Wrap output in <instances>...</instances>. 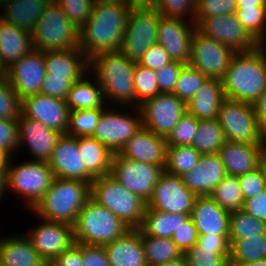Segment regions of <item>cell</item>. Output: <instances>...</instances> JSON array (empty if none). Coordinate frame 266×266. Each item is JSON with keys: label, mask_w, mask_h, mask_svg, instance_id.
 <instances>
[{"label": "cell", "mask_w": 266, "mask_h": 266, "mask_svg": "<svg viewBox=\"0 0 266 266\" xmlns=\"http://www.w3.org/2000/svg\"><path fill=\"white\" fill-rule=\"evenodd\" d=\"M131 8L124 2L94 4L89 20L79 30V48L88 59L119 51Z\"/></svg>", "instance_id": "cell-1"}, {"label": "cell", "mask_w": 266, "mask_h": 266, "mask_svg": "<svg viewBox=\"0 0 266 266\" xmlns=\"http://www.w3.org/2000/svg\"><path fill=\"white\" fill-rule=\"evenodd\" d=\"M221 83L225 99L252 104L266 91V47L236 52Z\"/></svg>", "instance_id": "cell-2"}, {"label": "cell", "mask_w": 266, "mask_h": 266, "mask_svg": "<svg viewBox=\"0 0 266 266\" xmlns=\"http://www.w3.org/2000/svg\"><path fill=\"white\" fill-rule=\"evenodd\" d=\"M135 64L120 51L102 52L89 59V68L94 71L104 98L125 107L132 105L133 108L136 107L133 85Z\"/></svg>", "instance_id": "cell-3"}, {"label": "cell", "mask_w": 266, "mask_h": 266, "mask_svg": "<svg viewBox=\"0 0 266 266\" xmlns=\"http://www.w3.org/2000/svg\"><path fill=\"white\" fill-rule=\"evenodd\" d=\"M89 198V183L54 178L50 188L32 211L39 218L73 226L79 211Z\"/></svg>", "instance_id": "cell-4"}, {"label": "cell", "mask_w": 266, "mask_h": 266, "mask_svg": "<svg viewBox=\"0 0 266 266\" xmlns=\"http://www.w3.org/2000/svg\"><path fill=\"white\" fill-rule=\"evenodd\" d=\"M131 228L108 208L89 198L73 225L75 243L104 246L122 237Z\"/></svg>", "instance_id": "cell-5"}, {"label": "cell", "mask_w": 266, "mask_h": 266, "mask_svg": "<svg viewBox=\"0 0 266 266\" xmlns=\"http://www.w3.org/2000/svg\"><path fill=\"white\" fill-rule=\"evenodd\" d=\"M90 198L108 208L130 228L141 226L147 203L111 175L97 177L92 181Z\"/></svg>", "instance_id": "cell-6"}, {"label": "cell", "mask_w": 266, "mask_h": 266, "mask_svg": "<svg viewBox=\"0 0 266 266\" xmlns=\"http://www.w3.org/2000/svg\"><path fill=\"white\" fill-rule=\"evenodd\" d=\"M77 27L53 0L39 17L31 33L34 49L59 51L79 48Z\"/></svg>", "instance_id": "cell-7"}, {"label": "cell", "mask_w": 266, "mask_h": 266, "mask_svg": "<svg viewBox=\"0 0 266 266\" xmlns=\"http://www.w3.org/2000/svg\"><path fill=\"white\" fill-rule=\"evenodd\" d=\"M54 178L48 162L30 160L13 165L11 160L7 174L8 190L22 196L27 202L26 207L32 210L50 188Z\"/></svg>", "instance_id": "cell-8"}, {"label": "cell", "mask_w": 266, "mask_h": 266, "mask_svg": "<svg viewBox=\"0 0 266 266\" xmlns=\"http://www.w3.org/2000/svg\"><path fill=\"white\" fill-rule=\"evenodd\" d=\"M225 140L247 144H266L251 103L225 99L217 116Z\"/></svg>", "instance_id": "cell-9"}, {"label": "cell", "mask_w": 266, "mask_h": 266, "mask_svg": "<svg viewBox=\"0 0 266 266\" xmlns=\"http://www.w3.org/2000/svg\"><path fill=\"white\" fill-rule=\"evenodd\" d=\"M160 14L153 7H132L119 51L138 63L147 49L157 43Z\"/></svg>", "instance_id": "cell-10"}, {"label": "cell", "mask_w": 266, "mask_h": 266, "mask_svg": "<svg viewBox=\"0 0 266 266\" xmlns=\"http://www.w3.org/2000/svg\"><path fill=\"white\" fill-rule=\"evenodd\" d=\"M164 167L129 160L119 153H114L110 175L147 203L161 174L164 172Z\"/></svg>", "instance_id": "cell-11"}, {"label": "cell", "mask_w": 266, "mask_h": 266, "mask_svg": "<svg viewBox=\"0 0 266 266\" xmlns=\"http://www.w3.org/2000/svg\"><path fill=\"white\" fill-rule=\"evenodd\" d=\"M142 126L167 138L186 113V103L173 93H160L139 105Z\"/></svg>", "instance_id": "cell-12"}, {"label": "cell", "mask_w": 266, "mask_h": 266, "mask_svg": "<svg viewBox=\"0 0 266 266\" xmlns=\"http://www.w3.org/2000/svg\"><path fill=\"white\" fill-rule=\"evenodd\" d=\"M235 53L229 46L206 37L196 29L191 41L189 64L207 78L221 80Z\"/></svg>", "instance_id": "cell-13"}, {"label": "cell", "mask_w": 266, "mask_h": 266, "mask_svg": "<svg viewBox=\"0 0 266 266\" xmlns=\"http://www.w3.org/2000/svg\"><path fill=\"white\" fill-rule=\"evenodd\" d=\"M134 110L135 116L105 108L92 137L105 145L113 154L118 153L142 126L139 107H135Z\"/></svg>", "instance_id": "cell-14"}, {"label": "cell", "mask_w": 266, "mask_h": 266, "mask_svg": "<svg viewBox=\"0 0 266 266\" xmlns=\"http://www.w3.org/2000/svg\"><path fill=\"white\" fill-rule=\"evenodd\" d=\"M178 175L163 172L154 187L147 207L166 213L188 214L191 216L195 198Z\"/></svg>", "instance_id": "cell-15"}, {"label": "cell", "mask_w": 266, "mask_h": 266, "mask_svg": "<svg viewBox=\"0 0 266 266\" xmlns=\"http://www.w3.org/2000/svg\"><path fill=\"white\" fill-rule=\"evenodd\" d=\"M196 29L208 38L225 44L235 52L252 51L259 44L248 34L235 13L205 18Z\"/></svg>", "instance_id": "cell-16"}, {"label": "cell", "mask_w": 266, "mask_h": 266, "mask_svg": "<svg viewBox=\"0 0 266 266\" xmlns=\"http://www.w3.org/2000/svg\"><path fill=\"white\" fill-rule=\"evenodd\" d=\"M40 225L32 228L26 235L33 248L47 264L70 248L74 243L73 226L41 218Z\"/></svg>", "instance_id": "cell-17"}, {"label": "cell", "mask_w": 266, "mask_h": 266, "mask_svg": "<svg viewBox=\"0 0 266 266\" xmlns=\"http://www.w3.org/2000/svg\"><path fill=\"white\" fill-rule=\"evenodd\" d=\"M195 30V23L189 19L186 22L184 19L161 15L157 27V43L169 53L173 61L189 64Z\"/></svg>", "instance_id": "cell-18"}, {"label": "cell", "mask_w": 266, "mask_h": 266, "mask_svg": "<svg viewBox=\"0 0 266 266\" xmlns=\"http://www.w3.org/2000/svg\"><path fill=\"white\" fill-rule=\"evenodd\" d=\"M45 74L44 51L33 49L8 68L6 79L22 100L40 93Z\"/></svg>", "instance_id": "cell-19"}, {"label": "cell", "mask_w": 266, "mask_h": 266, "mask_svg": "<svg viewBox=\"0 0 266 266\" xmlns=\"http://www.w3.org/2000/svg\"><path fill=\"white\" fill-rule=\"evenodd\" d=\"M48 164L55 178L79 180L91 184L95 179L85 168L78 149V138L62 134Z\"/></svg>", "instance_id": "cell-20"}, {"label": "cell", "mask_w": 266, "mask_h": 266, "mask_svg": "<svg viewBox=\"0 0 266 266\" xmlns=\"http://www.w3.org/2000/svg\"><path fill=\"white\" fill-rule=\"evenodd\" d=\"M21 107V113L25 117L66 134L70 113L66 100L38 93L22 99Z\"/></svg>", "instance_id": "cell-21"}, {"label": "cell", "mask_w": 266, "mask_h": 266, "mask_svg": "<svg viewBox=\"0 0 266 266\" xmlns=\"http://www.w3.org/2000/svg\"><path fill=\"white\" fill-rule=\"evenodd\" d=\"M227 175L241 176L259 168L266 161V144L225 141L218 151Z\"/></svg>", "instance_id": "cell-22"}, {"label": "cell", "mask_w": 266, "mask_h": 266, "mask_svg": "<svg viewBox=\"0 0 266 266\" xmlns=\"http://www.w3.org/2000/svg\"><path fill=\"white\" fill-rule=\"evenodd\" d=\"M18 129L20 149L24 144L32 154L33 161L48 162L62 133L46 127L38 120L29 119L22 113L18 118Z\"/></svg>", "instance_id": "cell-23"}, {"label": "cell", "mask_w": 266, "mask_h": 266, "mask_svg": "<svg viewBox=\"0 0 266 266\" xmlns=\"http://www.w3.org/2000/svg\"><path fill=\"white\" fill-rule=\"evenodd\" d=\"M166 150V138L141 126L118 153L129 160L165 166Z\"/></svg>", "instance_id": "cell-24"}, {"label": "cell", "mask_w": 266, "mask_h": 266, "mask_svg": "<svg viewBox=\"0 0 266 266\" xmlns=\"http://www.w3.org/2000/svg\"><path fill=\"white\" fill-rule=\"evenodd\" d=\"M218 153L201 154L192 170L180 175L183 184L197 197L209 196L226 176Z\"/></svg>", "instance_id": "cell-25"}, {"label": "cell", "mask_w": 266, "mask_h": 266, "mask_svg": "<svg viewBox=\"0 0 266 266\" xmlns=\"http://www.w3.org/2000/svg\"><path fill=\"white\" fill-rule=\"evenodd\" d=\"M45 77L68 78L72 83L87 74L89 59L80 48L44 51ZM86 73V74H85Z\"/></svg>", "instance_id": "cell-26"}, {"label": "cell", "mask_w": 266, "mask_h": 266, "mask_svg": "<svg viewBox=\"0 0 266 266\" xmlns=\"http://www.w3.org/2000/svg\"><path fill=\"white\" fill-rule=\"evenodd\" d=\"M190 217L198 235L229 236L230 213L209 196L195 198Z\"/></svg>", "instance_id": "cell-27"}, {"label": "cell", "mask_w": 266, "mask_h": 266, "mask_svg": "<svg viewBox=\"0 0 266 266\" xmlns=\"http://www.w3.org/2000/svg\"><path fill=\"white\" fill-rule=\"evenodd\" d=\"M111 266H148L139 228L104 245Z\"/></svg>", "instance_id": "cell-28"}, {"label": "cell", "mask_w": 266, "mask_h": 266, "mask_svg": "<svg viewBox=\"0 0 266 266\" xmlns=\"http://www.w3.org/2000/svg\"><path fill=\"white\" fill-rule=\"evenodd\" d=\"M224 100L221 80L207 78L193 98L186 103V112L199 120L216 119Z\"/></svg>", "instance_id": "cell-29"}, {"label": "cell", "mask_w": 266, "mask_h": 266, "mask_svg": "<svg viewBox=\"0 0 266 266\" xmlns=\"http://www.w3.org/2000/svg\"><path fill=\"white\" fill-rule=\"evenodd\" d=\"M33 49L30 33L0 18V58L7 69Z\"/></svg>", "instance_id": "cell-30"}, {"label": "cell", "mask_w": 266, "mask_h": 266, "mask_svg": "<svg viewBox=\"0 0 266 266\" xmlns=\"http://www.w3.org/2000/svg\"><path fill=\"white\" fill-rule=\"evenodd\" d=\"M0 237V260L2 266H46L47 263L33 248L25 235Z\"/></svg>", "instance_id": "cell-31"}, {"label": "cell", "mask_w": 266, "mask_h": 266, "mask_svg": "<svg viewBox=\"0 0 266 266\" xmlns=\"http://www.w3.org/2000/svg\"><path fill=\"white\" fill-rule=\"evenodd\" d=\"M52 0H11L4 8L0 18L5 22L32 33L39 17Z\"/></svg>", "instance_id": "cell-32"}, {"label": "cell", "mask_w": 266, "mask_h": 266, "mask_svg": "<svg viewBox=\"0 0 266 266\" xmlns=\"http://www.w3.org/2000/svg\"><path fill=\"white\" fill-rule=\"evenodd\" d=\"M78 149L86 170L94 177L111 174L113 153L92 136L78 137Z\"/></svg>", "instance_id": "cell-33"}, {"label": "cell", "mask_w": 266, "mask_h": 266, "mask_svg": "<svg viewBox=\"0 0 266 266\" xmlns=\"http://www.w3.org/2000/svg\"><path fill=\"white\" fill-rule=\"evenodd\" d=\"M189 218L188 214L166 213L146 207L139 229L146 235L172 238L173 233Z\"/></svg>", "instance_id": "cell-34"}, {"label": "cell", "mask_w": 266, "mask_h": 266, "mask_svg": "<svg viewBox=\"0 0 266 266\" xmlns=\"http://www.w3.org/2000/svg\"><path fill=\"white\" fill-rule=\"evenodd\" d=\"M96 82V83H95ZM103 90L97 79L92 83L87 77L73 82L66 98V103L72 110H88L96 108H105Z\"/></svg>", "instance_id": "cell-35"}, {"label": "cell", "mask_w": 266, "mask_h": 266, "mask_svg": "<svg viewBox=\"0 0 266 266\" xmlns=\"http://www.w3.org/2000/svg\"><path fill=\"white\" fill-rule=\"evenodd\" d=\"M140 234L148 266H162L183 256L172 238L146 235L141 230Z\"/></svg>", "instance_id": "cell-36"}, {"label": "cell", "mask_w": 266, "mask_h": 266, "mask_svg": "<svg viewBox=\"0 0 266 266\" xmlns=\"http://www.w3.org/2000/svg\"><path fill=\"white\" fill-rule=\"evenodd\" d=\"M229 264L239 266L266 259V234L240 240H229Z\"/></svg>", "instance_id": "cell-37"}, {"label": "cell", "mask_w": 266, "mask_h": 266, "mask_svg": "<svg viewBox=\"0 0 266 266\" xmlns=\"http://www.w3.org/2000/svg\"><path fill=\"white\" fill-rule=\"evenodd\" d=\"M225 136L218 119L199 120L192 145L200 154L218 153L225 143Z\"/></svg>", "instance_id": "cell-38"}, {"label": "cell", "mask_w": 266, "mask_h": 266, "mask_svg": "<svg viewBox=\"0 0 266 266\" xmlns=\"http://www.w3.org/2000/svg\"><path fill=\"white\" fill-rule=\"evenodd\" d=\"M209 197L229 213L241 210L244 201L238 177L233 175H226Z\"/></svg>", "instance_id": "cell-39"}, {"label": "cell", "mask_w": 266, "mask_h": 266, "mask_svg": "<svg viewBox=\"0 0 266 266\" xmlns=\"http://www.w3.org/2000/svg\"><path fill=\"white\" fill-rule=\"evenodd\" d=\"M200 156L193 146H167L164 171L180 176L192 170Z\"/></svg>", "instance_id": "cell-40"}, {"label": "cell", "mask_w": 266, "mask_h": 266, "mask_svg": "<svg viewBox=\"0 0 266 266\" xmlns=\"http://www.w3.org/2000/svg\"><path fill=\"white\" fill-rule=\"evenodd\" d=\"M235 15L248 34L262 47L266 45V7H237Z\"/></svg>", "instance_id": "cell-41"}, {"label": "cell", "mask_w": 266, "mask_h": 266, "mask_svg": "<svg viewBox=\"0 0 266 266\" xmlns=\"http://www.w3.org/2000/svg\"><path fill=\"white\" fill-rule=\"evenodd\" d=\"M264 234H266L265 222L242 210L230 213L229 240H240Z\"/></svg>", "instance_id": "cell-42"}, {"label": "cell", "mask_w": 266, "mask_h": 266, "mask_svg": "<svg viewBox=\"0 0 266 266\" xmlns=\"http://www.w3.org/2000/svg\"><path fill=\"white\" fill-rule=\"evenodd\" d=\"M104 110L96 108L70 111L66 135L76 138L92 136Z\"/></svg>", "instance_id": "cell-43"}, {"label": "cell", "mask_w": 266, "mask_h": 266, "mask_svg": "<svg viewBox=\"0 0 266 266\" xmlns=\"http://www.w3.org/2000/svg\"><path fill=\"white\" fill-rule=\"evenodd\" d=\"M133 85L136 98V107H139L145 100L154 98L159 92L156 81V72L136 63L133 74Z\"/></svg>", "instance_id": "cell-44"}, {"label": "cell", "mask_w": 266, "mask_h": 266, "mask_svg": "<svg viewBox=\"0 0 266 266\" xmlns=\"http://www.w3.org/2000/svg\"><path fill=\"white\" fill-rule=\"evenodd\" d=\"M206 79L207 77L198 69L192 67L190 64H185L182 67L173 94L187 103L193 98Z\"/></svg>", "instance_id": "cell-45"}, {"label": "cell", "mask_w": 266, "mask_h": 266, "mask_svg": "<svg viewBox=\"0 0 266 266\" xmlns=\"http://www.w3.org/2000/svg\"><path fill=\"white\" fill-rule=\"evenodd\" d=\"M183 255L188 266H228L230 252H215V248L202 247L197 242Z\"/></svg>", "instance_id": "cell-46"}, {"label": "cell", "mask_w": 266, "mask_h": 266, "mask_svg": "<svg viewBox=\"0 0 266 266\" xmlns=\"http://www.w3.org/2000/svg\"><path fill=\"white\" fill-rule=\"evenodd\" d=\"M198 125L199 119L186 112L166 138L167 146H191Z\"/></svg>", "instance_id": "cell-47"}, {"label": "cell", "mask_w": 266, "mask_h": 266, "mask_svg": "<svg viewBox=\"0 0 266 266\" xmlns=\"http://www.w3.org/2000/svg\"><path fill=\"white\" fill-rule=\"evenodd\" d=\"M237 0H197L194 23L197 26L205 18L235 13Z\"/></svg>", "instance_id": "cell-48"}, {"label": "cell", "mask_w": 266, "mask_h": 266, "mask_svg": "<svg viewBox=\"0 0 266 266\" xmlns=\"http://www.w3.org/2000/svg\"><path fill=\"white\" fill-rule=\"evenodd\" d=\"M22 100L7 79H0V119L18 120Z\"/></svg>", "instance_id": "cell-49"}, {"label": "cell", "mask_w": 266, "mask_h": 266, "mask_svg": "<svg viewBox=\"0 0 266 266\" xmlns=\"http://www.w3.org/2000/svg\"><path fill=\"white\" fill-rule=\"evenodd\" d=\"M197 0H156L153 8L162 16L180 18L194 23ZM188 14V15H187Z\"/></svg>", "instance_id": "cell-50"}, {"label": "cell", "mask_w": 266, "mask_h": 266, "mask_svg": "<svg viewBox=\"0 0 266 266\" xmlns=\"http://www.w3.org/2000/svg\"><path fill=\"white\" fill-rule=\"evenodd\" d=\"M68 19L80 30L89 20L94 6L93 0H54Z\"/></svg>", "instance_id": "cell-51"}, {"label": "cell", "mask_w": 266, "mask_h": 266, "mask_svg": "<svg viewBox=\"0 0 266 266\" xmlns=\"http://www.w3.org/2000/svg\"><path fill=\"white\" fill-rule=\"evenodd\" d=\"M242 196L252 198L266 189V161L256 170L238 176Z\"/></svg>", "instance_id": "cell-52"}, {"label": "cell", "mask_w": 266, "mask_h": 266, "mask_svg": "<svg viewBox=\"0 0 266 266\" xmlns=\"http://www.w3.org/2000/svg\"><path fill=\"white\" fill-rule=\"evenodd\" d=\"M184 63L172 61L156 70V81L160 93H173Z\"/></svg>", "instance_id": "cell-53"}, {"label": "cell", "mask_w": 266, "mask_h": 266, "mask_svg": "<svg viewBox=\"0 0 266 266\" xmlns=\"http://www.w3.org/2000/svg\"><path fill=\"white\" fill-rule=\"evenodd\" d=\"M18 120L0 119V148L15 154L19 146Z\"/></svg>", "instance_id": "cell-54"}, {"label": "cell", "mask_w": 266, "mask_h": 266, "mask_svg": "<svg viewBox=\"0 0 266 266\" xmlns=\"http://www.w3.org/2000/svg\"><path fill=\"white\" fill-rule=\"evenodd\" d=\"M172 240L183 254L195 246L198 232L191 217L173 233Z\"/></svg>", "instance_id": "cell-55"}, {"label": "cell", "mask_w": 266, "mask_h": 266, "mask_svg": "<svg viewBox=\"0 0 266 266\" xmlns=\"http://www.w3.org/2000/svg\"><path fill=\"white\" fill-rule=\"evenodd\" d=\"M172 61L169 53L159 43H154L143 54L138 64L156 71Z\"/></svg>", "instance_id": "cell-56"}, {"label": "cell", "mask_w": 266, "mask_h": 266, "mask_svg": "<svg viewBox=\"0 0 266 266\" xmlns=\"http://www.w3.org/2000/svg\"><path fill=\"white\" fill-rule=\"evenodd\" d=\"M72 84L68 78L45 77L40 94L66 100Z\"/></svg>", "instance_id": "cell-57"}, {"label": "cell", "mask_w": 266, "mask_h": 266, "mask_svg": "<svg viewBox=\"0 0 266 266\" xmlns=\"http://www.w3.org/2000/svg\"><path fill=\"white\" fill-rule=\"evenodd\" d=\"M83 266H111L104 246L82 244Z\"/></svg>", "instance_id": "cell-58"}, {"label": "cell", "mask_w": 266, "mask_h": 266, "mask_svg": "<svg viewBox=\"0 0 266 266\" xmlns=\"http://www.w3.org/2000/svg\"><path fill=\"white\" fill-rule=\"evenodd\" d=\"M50 266H83L82 243H74L70 248L57 256Z\"/></svg>", "instance_id": "cell-59"}, {"label": "cell", "mask_w": 266, "mask_h": 266, "mask_svg": "<svg viewBox=\"0 0 266 266\" xmlns=\"http://www.w3.org/2000/svg\"><path fill=\"white\" fill-rule=\"evenodd\" d=\"M242 211L266 223V189L243 201Z\"/></svg>", "instance_id": "cell-60"}, {"label": "cell", "mask_w": 266, "mask_h": 266, "mask_svg": "<svg viewBox=\"0 0 266 266\" xmlns=\"http://www.w3.org/2000/svg\"><path fill=\"white\" fill-rule=\"evenodd\" d=\"M202 247L215 248V252H230L229 236L198 235Z\"/></svg>", "instance_id": "cell-61"}, {"label": "cell", "mask_w": 266, "mask_h": 266, "mask_svg": "<svg viewBox=\"0 0 266 266\" xmlns=\"http://www.w3.org/2000/svg\"><path fill=\"white\" fill-rule=\"evenodd\" d=\"M252 107L261 132L266 136V91L258 97Z\"/></svg>", "instance_id": "cell-62"}, {"label": "cell", "mask_w": 266, "mask_h": 266, "mask_svg": "<svg viewBox=\"0 0 266 266\" xmlns=\"http://www.w3.org/2000/svg\"><path fill=\"white\" fill-rule=\"evenodd\" d=\"M12 156L9 151L0 148V174H8Z\"/></svg>", "instance_id": "cell-63"}, {"label": "cell", "mask_w": 266, "mask_h": 266, "mask_svg": "<svg viewBox=\"0 0 266 266\" xmlns=\"http://www.w3.org/2000/svg\"><path fill=\"white\" fill-rule=\"evenodd\" d=\"M238 7H266V0H237Z\"/></svg>", "instance_id": "cell-64"}, {"label": "cell", "mask_w": 266, "mask_h": 266, "mask_svg": "<svg viewBox=\"0 0 266 266\" xmlns=\"http://www.w3.org/2000/svg\"><path fill=\"white\" fill-rule=\"evenodd\" d=\"M156 0H127L131 7H153Z\"/></svg>", "instance_id": "cell-65"}, {"label": "cell", "mask_w": 266, "mask_h": 266, "mask_svg": "<svg viewBox=\"0 0 266 266\" xmlns=\"http://www.w3.org/2000/svg\"><path fill=\"white\" fill-rule=\"evenodd\" d=\"M6 190H8L7 174H0V199Z\"/></svg>", "instance_id": "cell-66"}, {"label": "cell", "mask_w": 266, "mask_h": 266, "mask_svg": "<svg viewBox=\"0 0 266 266\" xmlns=\"http://www.w3.org/2000/svg\"><path fill=\"white\" fill-rule=\"evenodd\" d=\"M162 266H188V262H187L185 256L183 255L179 259L170 261L167 264L162 265Z\"/></svg>", "instance_id": "cell-67"}, {"label": "cell", "mask_w": 266, "mask_h": 266, "mask_svg": "<svg viewBox=\"0 0 266 266\" xmlns=\"http://www.w3.org/2000/svg\"><path fill=\"white\" fill-rule=\"evenodd\" d=\"M8 75V69L4 65L2 59L0 58V79H6Z\"/></svg>", "instance_id": "cell-68"}, {"label": "cell", "mask_w": 266, "mask_h": 266, "mask_svg": "<svg viewBox=\"0 0 266 266\" xmlns=\"http://www.w3.org/2000/svg\"><path fill=\"white\" fill-rule=\"evenodd\" d=\"M239 266H266V259H261L259 261L247 263L244 265H239Z\"/></svg>", "instance_id": "cell-69"}, {"label": "cell", "mask_w": 266, "mask_h": 266, "mask_svg": "<svg viewBox=\"0 0 266 266\" xmlns=\"http://www.w3.org/2000/svg\"><path fill=\"white\" fill-rule=\"evenodd\" d=\"M96 3H127V0H93Z\"/></svg>", "instance_id": "cell-70"}, {"label": "cell", "mask_w": 266, "mask_h": 266, "mask_svg": "<svg viewBox=\"0 0 266 266\" xmlns=\"http://www.w3.org/2000/svg\"><path fill=\"white\" fill-rule=\"evenodd\" d=\"M11 0H0V8L5 7Z\"/></svg>", "instance_id": "cell-71"}]
</instances>
